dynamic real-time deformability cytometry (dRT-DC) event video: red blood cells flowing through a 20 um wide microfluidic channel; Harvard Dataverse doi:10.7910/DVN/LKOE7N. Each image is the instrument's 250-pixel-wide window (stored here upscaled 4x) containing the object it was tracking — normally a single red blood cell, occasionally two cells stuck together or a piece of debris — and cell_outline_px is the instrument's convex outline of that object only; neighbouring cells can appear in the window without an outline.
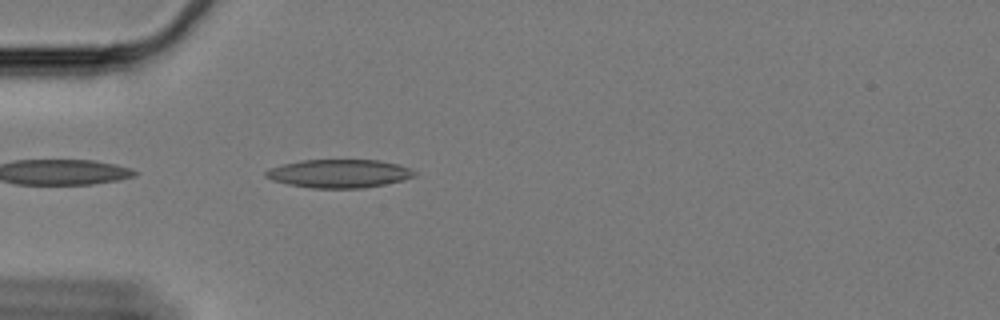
{"species": "Egyptian fruit bat (a non-hibernating species)", "species_latin": "Rousettus aegyptiacus", "temperature_condition": "cold", "stored_images_in_passage": 16, "camera_frame_rate_fps": 3000, "um_per_image_px": 0.085, "animal": {"sex": "female"}, "frame": {"image": 1, "passage_image": 1, "time_ms": 0.0, "image_size_px": [1000, 320], "cell_outline_px": [[416, 176], [404, 180], [364, 188], [312, 188], [288, 184], [272, 180], [264, 176], [264, 172], [272, 168], [284, 164], [300, 160], [380, 160], [400, 164], [412, 168], [416, 172]], "centroid_in_image_um": [28.88, 14.75], "position_along_channel_um": 56.1, "area_um2": 24.68}}
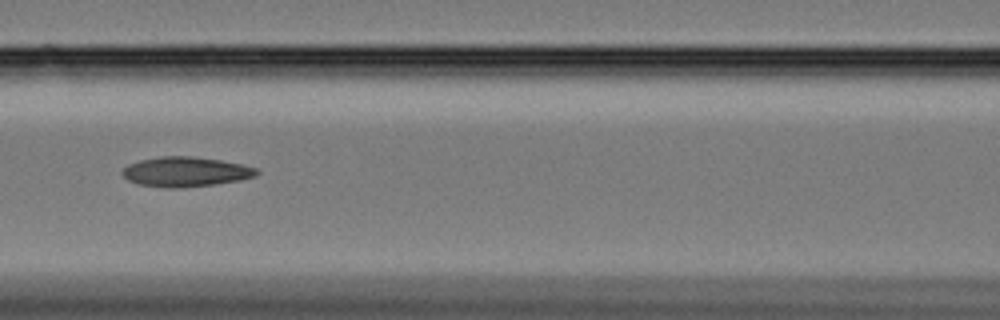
{"frame": {"image": 2, "passage_image": 10, "time_ms": 3.0, "image_size_px": [1000, 320], "cell_outline_px": [[260, 172], [256, 176], [240, 180], [216, 184], [180, 188], [168, 188], [140, 184], [128, 180], [120, 172], [128, 164], [140, 160], [160, 156], [192, 156], [220, 160], [240, 164], [256, 168]], "centroid_in_image_um": [15.78, 14.6], "position_along_channel_um": 150.8, "area_um2": 23.29}}
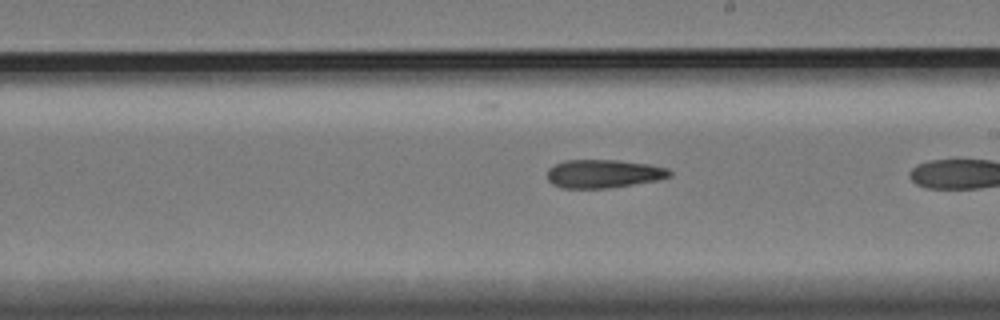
{"frame": {"image": 3, "passage_image": 15, "time_ms": 4.667, "image_size_px": [1000, 320], "cell_outline_px": [[672, 176], [656, 180], [608, 188], [560, 188], [552, 184], [548, 180], [548, 168], [556, 164], [568, 160], [620, 160], [648, 164], [668, 168], [672, 172]], "centroid_in_image_um": [51.3, 14.76], "position_along_channel_um": 237.7, "area_um2": 20.17}}